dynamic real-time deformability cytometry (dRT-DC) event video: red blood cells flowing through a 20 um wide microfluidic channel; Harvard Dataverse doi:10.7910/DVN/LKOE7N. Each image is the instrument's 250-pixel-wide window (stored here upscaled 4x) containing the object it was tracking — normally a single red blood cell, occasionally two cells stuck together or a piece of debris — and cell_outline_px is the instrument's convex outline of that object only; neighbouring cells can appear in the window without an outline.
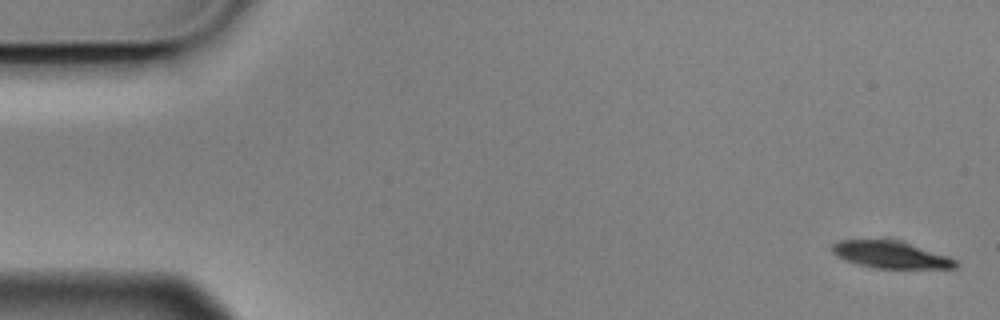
{"species": "Egyptian fruit bat (a non-hibernating species)", "species_latin": "Rousettus aegyptiacus", "temperature_condition": "cold", "stored_images_in_passage": 6, "camera_frame_rate_fps": 3000, "um_per_image_px": 0.085, "animal": {"sex": "male"}, "frame": {"image": 1, "passage_image": 1, "time_ms": 0.0, "image_size_px": [1000, 320], "cell_outline_px": [[956, 268], [872, 268], [856, 264], [844, 260], [836, 256], [832, 252], [832, 244], [840, 240], [896, 240], [948, 256], [956, 260]], "centroid_in_image_um": [75.65, 21.66], "position_along_channel_um": 9.4, "area_um2": 19.19}}